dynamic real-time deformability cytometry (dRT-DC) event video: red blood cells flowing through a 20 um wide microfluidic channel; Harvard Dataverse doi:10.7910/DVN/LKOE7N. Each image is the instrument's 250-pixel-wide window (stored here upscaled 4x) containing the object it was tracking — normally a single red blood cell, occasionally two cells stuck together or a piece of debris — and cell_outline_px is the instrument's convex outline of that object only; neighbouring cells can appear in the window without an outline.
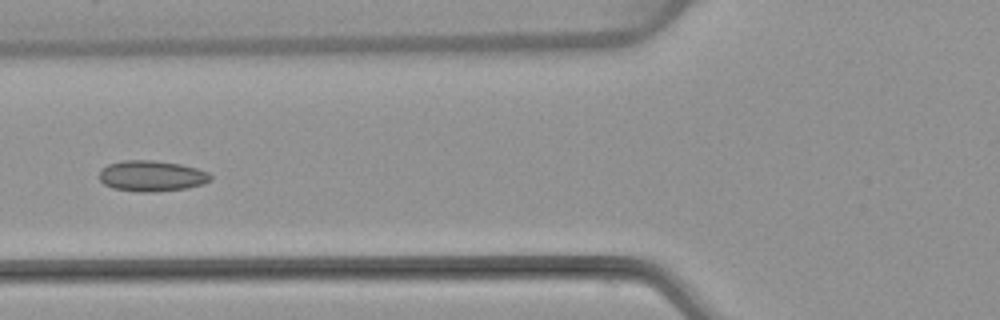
{"species": "common noctule bat (a hibernating species)", "species_latin": "Nyctalus noctula", "temperature_condition": "warm", "stored_images_in_passage": 5, "camera_frame_rate_fps": 3000, "um_per_image_px": 0.085, "animal": {"sex": "female", "body_mass_g": 22.7, "forearm_length_mm": 54.2}, "frame": {"image": 1, "passage_image": 5, "time_ms": 5.0, "image_size_px": [1000, 320], "cell_outline_px": [[212, 180], [204, 184], [188, 188], [152, 192], [140, 192], [112, 188], [104, 184], [100, 180], [100, 168], [108, 164], [124, 160], [152, 160], [180, 164], [196, 168], [208, 172], [212, 176]], "centroid_in_image_um": [12.9, 14.96], "position_along_channel_um": 112.9, "area_um2": 20.11}}